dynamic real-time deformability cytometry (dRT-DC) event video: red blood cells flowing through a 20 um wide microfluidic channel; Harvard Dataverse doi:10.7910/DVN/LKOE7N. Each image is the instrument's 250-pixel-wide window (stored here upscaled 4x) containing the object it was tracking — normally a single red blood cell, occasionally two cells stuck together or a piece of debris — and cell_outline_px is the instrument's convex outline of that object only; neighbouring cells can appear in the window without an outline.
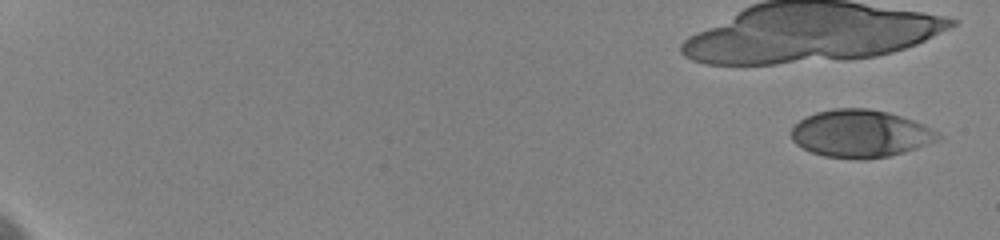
{"species": "human", "species_latin": "Homo sapiens", "temperature_condition": "cold", "stored_images_in_passage": 11, "camera_frame_rate_fps": 3000, "um_per_image_px": 0.085, "donor": {"sex": "female"}, "frame": {"image": 1, "passage_image": 2, "time_ms": 0.333, "image_size_px": [1000, 240], "cell_outline_px": [[940, 136], [936, 140], [916, 148], [904, 152], [888, 156], [864, 160], [856, 160], [824, 156], [812, 152], [796, 144], [792, 140], [792, 128], [804, 116], [816, 112], [832, 108], [868, 108], [888, 112], [924, 124], [940, 132]], "centroid_in_image_um": [73.12, 11.36], "position_along_channel_um": 11.9, "area_um2": 40.69}}